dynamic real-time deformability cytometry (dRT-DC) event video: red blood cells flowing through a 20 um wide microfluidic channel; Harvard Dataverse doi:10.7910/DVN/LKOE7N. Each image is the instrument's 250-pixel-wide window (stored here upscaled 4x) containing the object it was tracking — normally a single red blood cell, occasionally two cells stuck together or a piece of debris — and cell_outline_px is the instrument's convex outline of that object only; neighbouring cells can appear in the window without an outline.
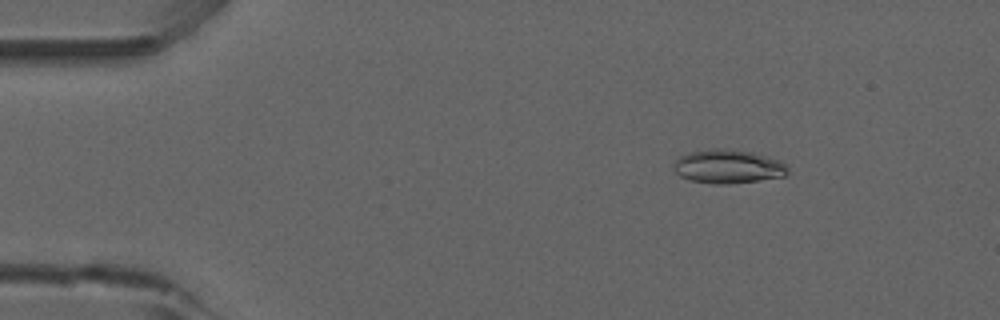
{"species": "common noctule bat (a hibernating species)", "species_latin": "Nyctalus noctula", "temperature_condition": "room temperature", "stored_images_in_passage": 53, "camera_frame_rate_fps": 3000, "um_per_image_px": 0.085, "animal": {"sex": "male", "forearm_length_mm": 52.5}, "frame": {"image": 1, "passage_image": 8, "time_ms": 2.333, "image_size_px": [1000, 320], "cell_outline_px": [[788, 172], [784, 176], [728, 184], [712, 184], [688, 180], [680, 176], [676, 172], [672, 164], [680, 156], [692, 152], [712, 148], [716, 148], [752, 152], [776, 160], [784, 164], [788, 168]], "centroid_in_image_um": [61.82, 14.16], "position_along_channel_um": 23.2, "area_um2": 22.08}}
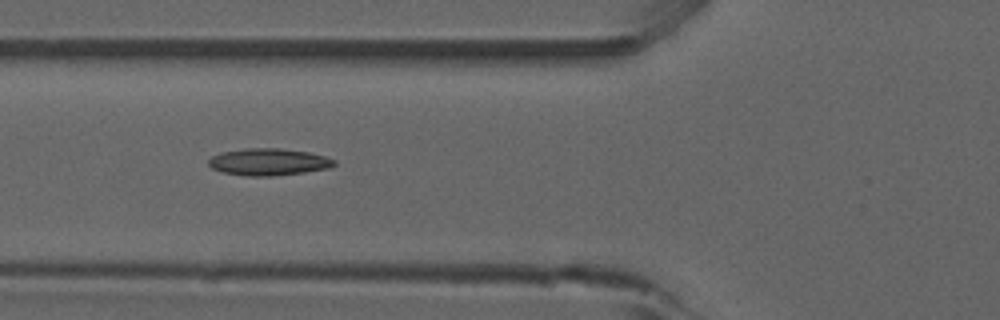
{"frame": {"image": 2, "passage_image": 20, "time_ms": 6.333, "image_size_px": [1000, 320], "cell_outline_px": [[336, 164], [328, 168], [304, 172], [272, 176], [248, 176], [224, 172], [212, 168], [208, 164], [208, 160], [212, 156], [224, 152], [244, 148], [280, 148], [308, 152], [324, 156], [336, 160]], "centroid_in_image_um": [22.83, 13.76], "position_along_channel_um": 103.0, "area_um2": 19.59}}
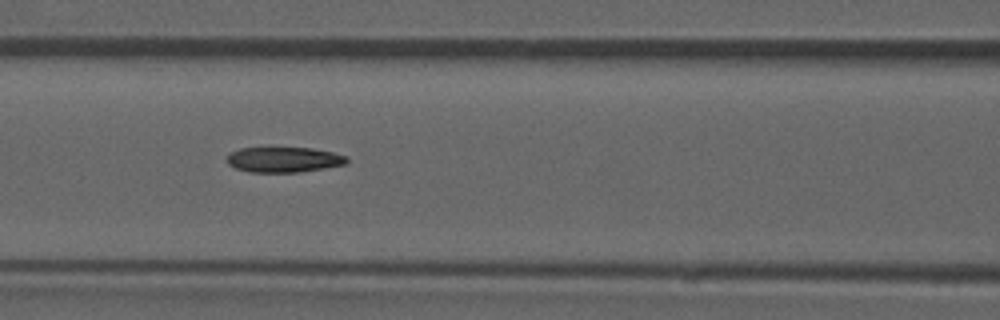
{"frame": {"image": 3, "passage_image": 23, "time_ms": 7.333, "image_size_px": [1000, 320], "cell_outline_px": [[348, 160], [344, 164], [324, 168], [300, 172], [248, 172], [236, 168], [228, 164], [228, 156], [232, 152], [240, 148], [312, 148], [332, 152], [348, 156]], "centroid_in_image_um": [24.14, 13.57], "position_along_channel_um": 142.5, "area_um2": 17.51}, "authors_computed_cell_mechanics": {"area_um2": 18.4382, "velocity_mm_per_s": 3.908, "shape_relaxation_time_tau1_ms": null, "shape_relaxation_time_tau2_ms": 8.4766, "deformation_change_tau1": null, "deformation_change_tau2": 0.183}}